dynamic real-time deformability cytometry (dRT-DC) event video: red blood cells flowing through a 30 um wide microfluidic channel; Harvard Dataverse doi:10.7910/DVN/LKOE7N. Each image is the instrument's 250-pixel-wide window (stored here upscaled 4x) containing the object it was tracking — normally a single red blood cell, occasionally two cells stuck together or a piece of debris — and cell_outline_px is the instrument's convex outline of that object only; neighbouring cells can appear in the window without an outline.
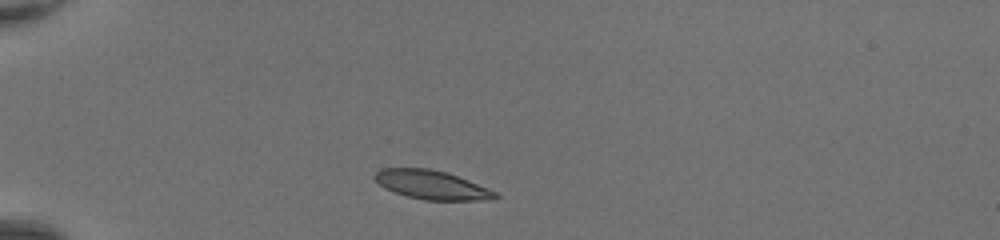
{"species": "common noctule bat (a hibernating species)", "species_latin": "Nyctalus noctula", "temperature_condition": "room temperature", "stored_images_in_passage": 35, "camera_frame_rate_fps": 3000, "um_per_image_px": 0.085, "animal": {"sex": "female", "body_mass_g": 20.0, "forearm_length_mm": 54.0}, "frame": {"image": 1, "passage_image": 1, "time_ms": 0.0, "image_size_px": [1000, 240], "cell_outline_px": [[500, 196], [488, 200], [424, 200], [408, 196], [384, 188], [372, 176], [380, 168], [428, 168], [444, 172], [468, 180], [488, 188], [496, 192]], "centroid_in_image_um": [36.68, 15.71], "position_along_channel_um": 48.3, "area_um2": 20.06}}
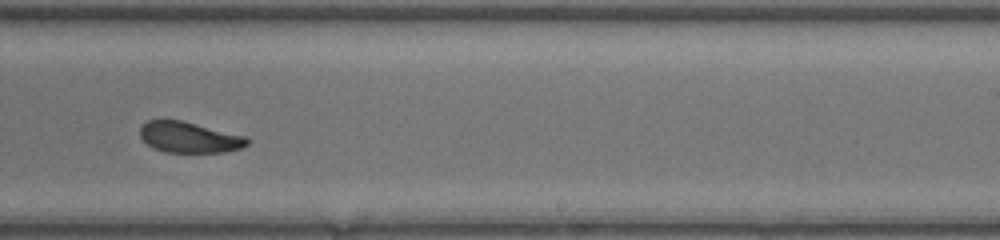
{"frame": {"image": 2, "passage_image": 19, "time_ms": 6.0, "image_size_px": [1000, 240], "cell_outline_px": [[252, 140], [248, 144], [240, 148], [224, 152], [164, 152], [152, 148], [140, 136], [140, 128], [148, 120], [180, 120], [248, 136]], "centroid_in_image_um": [16.13, 11.67], "position_along_channel_um": 272.9, "area_um2": 19.31}}
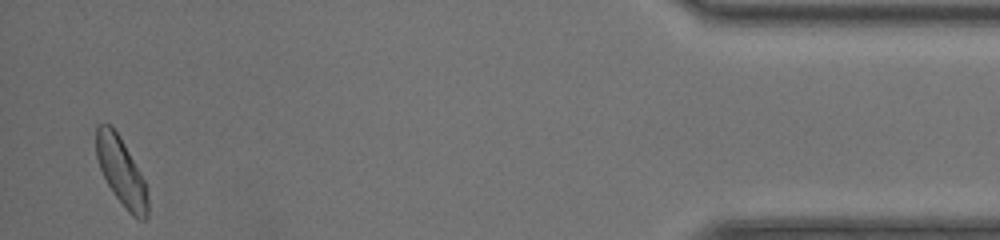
{"frame": {"image": 3, "passage_image": 34, "time_ms": 11.0, "image_size_px": [1000, 240], "cell_outline_px": [[148, 216], [144, 220], [140, 220], [132, 216], [128, 212], [112, 192], [100, 168], [96, 156], [96, 124], [112, 124], [120, 136], [140, 172], [144, 180], [148, 196]], "centroid_in_image_um": [10.31, 14.58], "position_along_channel_um": 424.9, "area_um2": 20.46}, "authors_computed_cell_mechanics": {"area_um2": 20.4034, "velocity_mm_per_s": 4.3709, "shape_relaxation_time_tau1_ms": 4.2074, "shape_relaxation_time_tau2_ms": 1.3801, "deformation_change_tau1": 0.1675, "deformation_change_tau2": 0.0799}}